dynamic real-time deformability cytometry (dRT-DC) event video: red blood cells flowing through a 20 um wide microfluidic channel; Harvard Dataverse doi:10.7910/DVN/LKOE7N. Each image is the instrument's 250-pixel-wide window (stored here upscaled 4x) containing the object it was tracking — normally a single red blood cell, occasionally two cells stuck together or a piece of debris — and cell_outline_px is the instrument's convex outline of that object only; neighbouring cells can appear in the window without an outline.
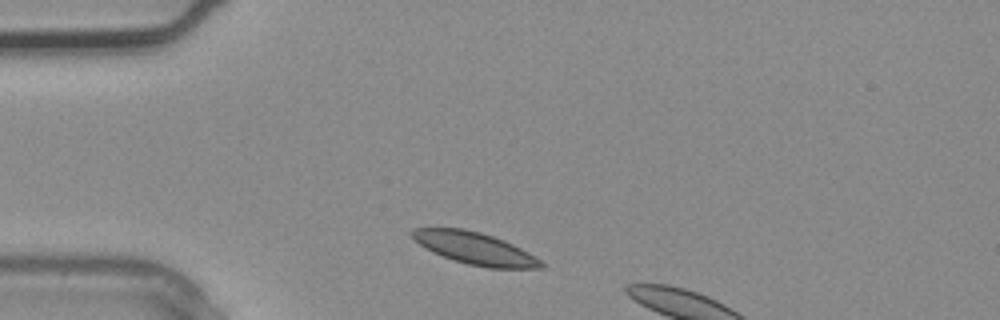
{"species": "common noctule bat (a hibernating species)", "species_latin": "Nyctalus noctula", "temperature_condition": "warm", "stored_images_in_passage": 3, "segment_of_instrument_passage": [2, 2], "camera_frame_rate_fps": 3000, "um_per_image_px": 0.085, "animal": {"sex": "male", "body_mass_g": 20.4}, "frame": {"image": 1, "passage_image": 3, "time_ms": 0.667, "image_size_px": [1000, 320], "cell_outline_px": [[548, 264], [544, 268], [488, 268], [468, 264], [432, 252], [420, 244], [408, 232], [412, 228], [464, 228], [480, 232], [504, 240], [528, 252]], "centroid_in_image_um": [40.4, 21.11], "position_along_channel_um": 44.6, "area_um2": 24.04}}